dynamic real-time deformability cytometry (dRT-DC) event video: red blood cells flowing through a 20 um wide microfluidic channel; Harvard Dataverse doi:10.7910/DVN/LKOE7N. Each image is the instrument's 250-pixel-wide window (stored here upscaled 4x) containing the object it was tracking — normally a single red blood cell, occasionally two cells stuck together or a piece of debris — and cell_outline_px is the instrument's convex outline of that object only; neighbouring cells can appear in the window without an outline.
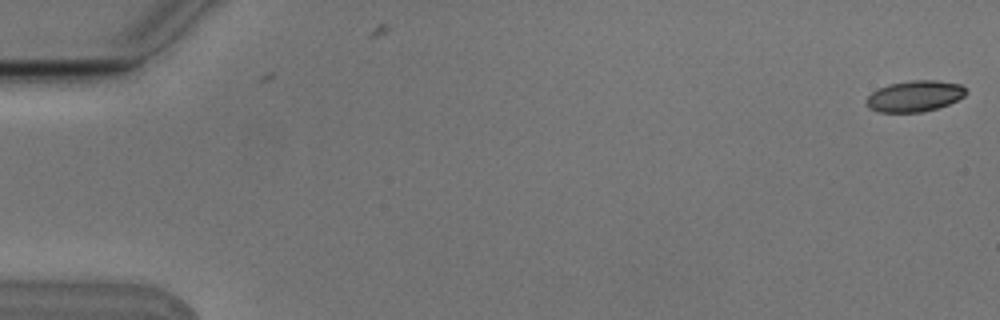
{"species": "Egyptian fruit bat (a non-hibernating species)", "species_latin": "Rousettus aegyptiacus", "temperature_condition": "cold", "stored_images_in_passage": 2, "camera_frame_rate_fps": 3000, "um_per_image_px": 0.085, "animal": {"sex": "male"}, "frame": {"image": 1, "passage_image": 1, "time_ms": 0.0, "image_size_px": [1000, 320], "cell_outline_px": [[968, 92], [964, 96], [948, 104], [936, 108], [920, 112], [880, 112], [868, 108], [864, 104], [864, 100], [872, 92], [888, 84], [908, 80], [936, 80], [960, 84]], "centroid_in_image_um": [77.7, 8.16], "position_along_channel_um": 7.3, "area_um2": 18.09}}